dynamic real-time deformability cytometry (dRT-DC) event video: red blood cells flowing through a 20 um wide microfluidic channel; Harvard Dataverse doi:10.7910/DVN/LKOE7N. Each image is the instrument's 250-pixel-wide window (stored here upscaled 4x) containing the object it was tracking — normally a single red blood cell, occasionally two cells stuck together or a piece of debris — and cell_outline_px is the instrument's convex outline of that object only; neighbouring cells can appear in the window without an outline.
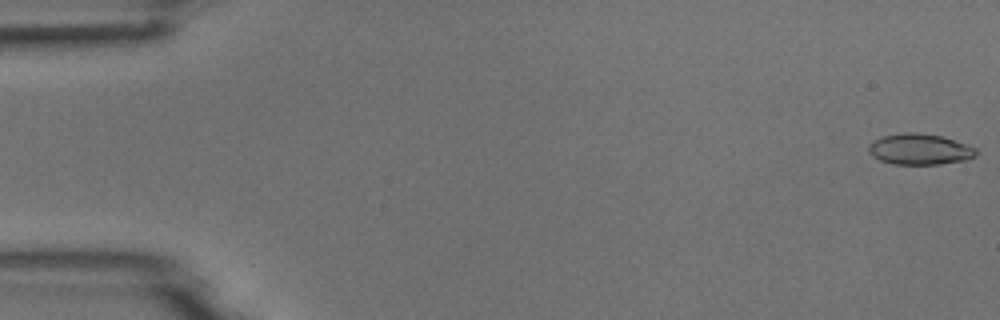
{"species": "common noctule bat (a hibernating species)", "species_latin": "Nyctalus noctula", "temperature_condition": "room temperature", "stored_images_in_passage": 53, "camera_frame_rate_fps": 3000, "um_per_image_px": 0.085, "animal": {"sex": "male", "body_mass_g": 18.8}, "frame": {"image": 1, "passage_image": 1, "time_ms": 0.0, "image_size_px": [1000, 320], "cell_outline_px": [[980, 152], [976, 156], [968, 160], [940, 164], [892, 164], [880, 160], [872, 156], [868, 152], [868, 144], [872, 140], [884, 136], [904, 132], [916, 132], [940, 136], [968, 144], [976, 148]], "centroid_in_image_um": [78.19, 12.69], "position_along_channel_um": 6.8, "area_um2": 19.65}}
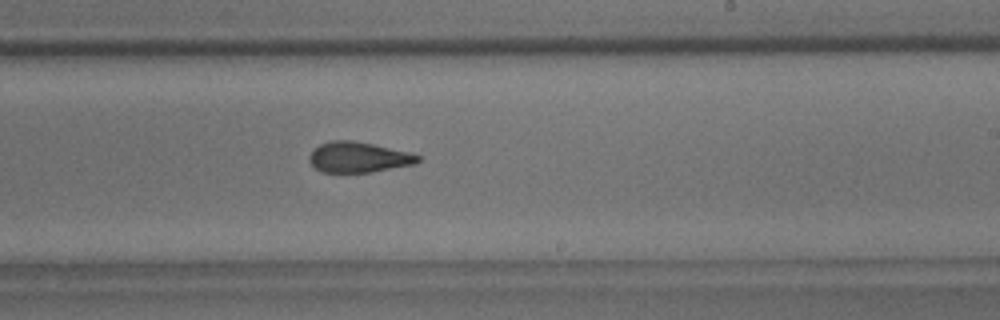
{"frame": {"image": 2, "passage_image": 32, "time_ms": 10.333, "image_size_px": [1000, 320], "cell_outline_px": [[420, 160], [416, 164], [372, 172], [320, 172], [308, 160], [308, 156], [312, 148], [320, 144], [332, 140], [352, 140], [412, 152], [420, 156]], "centroid_in_image_um": [30.47, 13.36], "position_along_channel_um": 258.5, "area_um2": 19.54}}
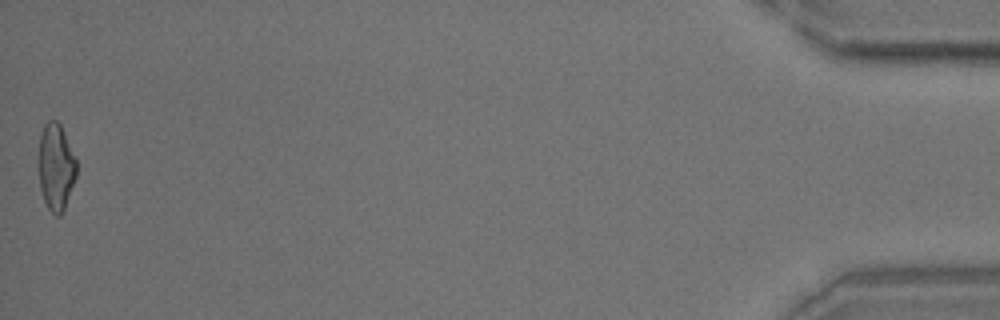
{"frame": {"image": 3, "passage_image": 53, "time_ms": 17.333, "image_size_px": [1000, 320], "cell_outline_px": [[76, 176], [64, 208], [60, 216], [56, 216], [48, 208], [44, 200], [40, 188], [36, 160], [40, 136], [44, 124], [48, 120], [56, 120], [60, 124], [76, 160]], "centroid_in_image_um": [4.7, 14.17], "position_along_channel_um": 430.5, "area_um2": 19.36}}